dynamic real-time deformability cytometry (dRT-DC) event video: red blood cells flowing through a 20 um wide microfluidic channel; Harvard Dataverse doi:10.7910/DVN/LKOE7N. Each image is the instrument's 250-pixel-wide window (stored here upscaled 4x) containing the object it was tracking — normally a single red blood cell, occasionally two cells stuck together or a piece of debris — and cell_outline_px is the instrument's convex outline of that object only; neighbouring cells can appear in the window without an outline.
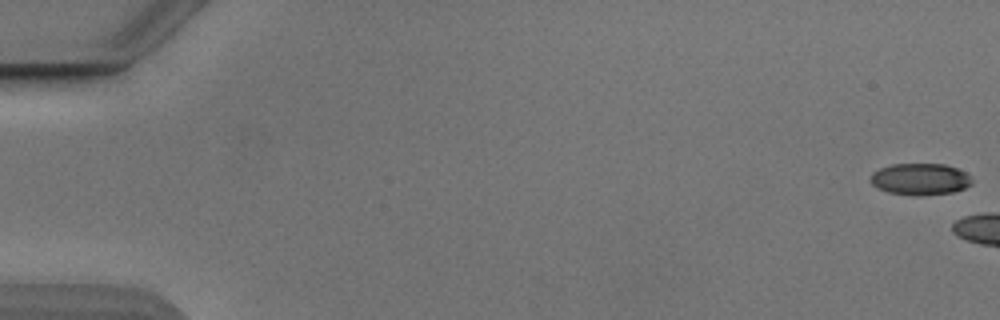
{"species": "Egyptian fruit bat (a non-hibernating species)", "species_latin": "Rousettus aegyptiacus", "temperature_condition": "cold", "stored_images_in_passage": 15, "camera_frame_rate_fps": 3000, "um_per_image_px": 0.085, "animal": {"sex": "male"}, "frame": {"image": 1, "passage_image": 1, "time_ms": 0.0, "image_size_px": [1000, 320], "cell_outline_px": [[972, 184], [964, 188], [952, 192], [920, 196], [916, 196], [888, 192], [876, 188], [868, 180], [872, 172], [880, 168], [892, 164], [944, 164], [956, 168], [964, 172], [972, 180]], "centroid_in_image_um": [78.16, 15.23], "position_along_channel_um": 6.8, "area_um2": 18.79}}